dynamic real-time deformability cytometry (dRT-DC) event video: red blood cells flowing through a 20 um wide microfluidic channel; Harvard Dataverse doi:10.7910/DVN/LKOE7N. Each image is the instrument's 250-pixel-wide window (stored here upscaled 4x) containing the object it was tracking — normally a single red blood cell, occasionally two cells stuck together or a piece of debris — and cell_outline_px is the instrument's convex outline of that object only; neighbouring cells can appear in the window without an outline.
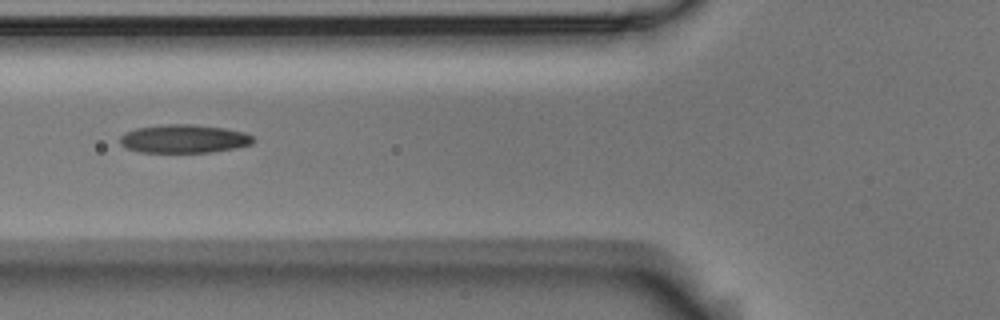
{"species": "Egyptian fruit bat (a non-hibernating species)", "species_latin": "Rousettus aegyptiacus", "temperature_condition": "room temperature", "stored_images_in_passage": 6, "camera_frame_rate_fps": 3000, "um_per_image_px": 0.085, "animal": {"sex": "male"}, "frame": {"image": 1, "passage_image": 2, "time_ms": 0.333, "image_size_px": [1000, 320], "cell_outline_px": [[256, 140], [252, 144], [212, 152], [140, 152], [128, 148], [120, 144], [120, 136], [124, 132], [136, 128], [164, 124], [196, 124], [224, 128], [244, 132], [252, 136]], "centroid_in_image_um": [15.63, 11.78], "position_along_channel_um": 110.2, "area_um2": 22.08}}
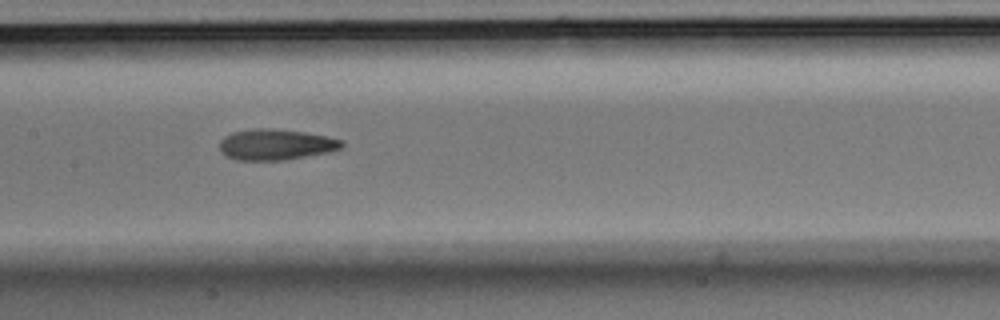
{"frame": {"image": 2, "passage_image": 4, "time_ms": 1.0, "image_size_px": [1000, 320], "cell_outline_px": [[344, 144], [340, 148], [332, 152], [284, 160], [236, 160], [224, 156], [220, 152], [220, 140], [224, 136], [232, 132], [252, 128], [272, 128], [304, 132], [344, 140]], "centroid_in_image_um": [23.42, 12.29], "position_along_channel_um": 184.0, "area_um2": 22.25}}
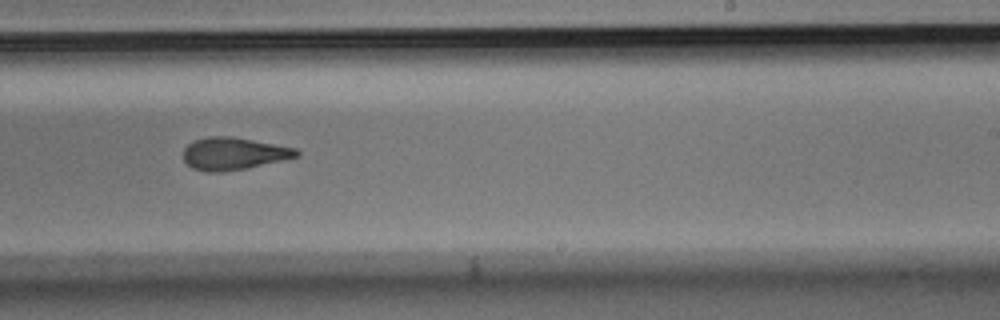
{"frame": {"image": 3, "passage_image": 6, "time_ms": 1.667, "image_size_px": [1000, 320], "cell_outline_px": [[300, 156], [244, 168], [224, 172], [208, 172], [192, 168], [184, 160], [184, 148], [192, 140], [208, 136], [232, 136], [296, 148], [300, 152]], "centroid_in_image_um": [19.83, 13.04], "position_along_channel_um": 269.2, "area_um2": 21.27}}